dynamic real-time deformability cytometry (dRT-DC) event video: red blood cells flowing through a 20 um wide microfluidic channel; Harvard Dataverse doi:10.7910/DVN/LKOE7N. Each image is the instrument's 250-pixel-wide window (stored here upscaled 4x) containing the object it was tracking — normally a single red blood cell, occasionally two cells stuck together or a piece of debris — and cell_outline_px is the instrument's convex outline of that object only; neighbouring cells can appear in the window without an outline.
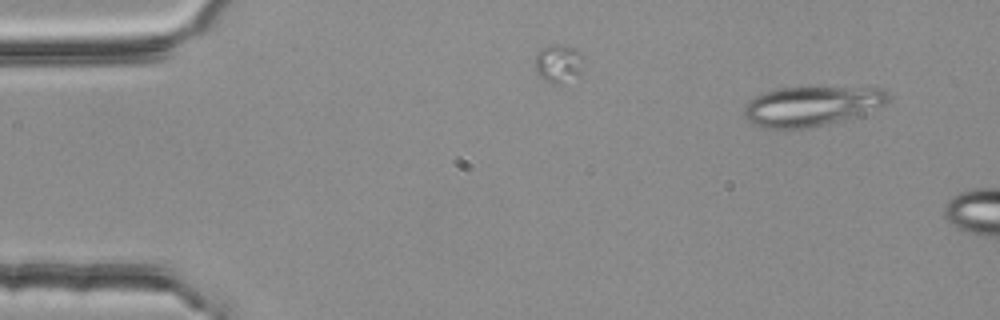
{"species": "common noctule bat (a hibernating species)", "species_latin": "Nyctalus noctula", "temperature_condition": "room temperature", "stored_images_in_passage": 3, "camera_frame_rate_fps": 3000, "um_per_image_px": 0.085, "animal": {"sex": "female", "body_mass_g": 25.1}, "frame": {"image": 1, "passage_image": 1, "time_ms": 0.0, "image_size_px": [1000, 320], "cell_outline_px": [[888, 100], [884, 104], [852, 116], [824, 124], [808, 128], [764, 128], [752, 124], [744, 116], [744, 108], [748, 100], [764, 92], [780, 88], [884, 88], [888, 92]], "centroid_in_image_um": [68.89, 9.01], "position_along_channel_um": 16.1, "area_um2": 32.54}}